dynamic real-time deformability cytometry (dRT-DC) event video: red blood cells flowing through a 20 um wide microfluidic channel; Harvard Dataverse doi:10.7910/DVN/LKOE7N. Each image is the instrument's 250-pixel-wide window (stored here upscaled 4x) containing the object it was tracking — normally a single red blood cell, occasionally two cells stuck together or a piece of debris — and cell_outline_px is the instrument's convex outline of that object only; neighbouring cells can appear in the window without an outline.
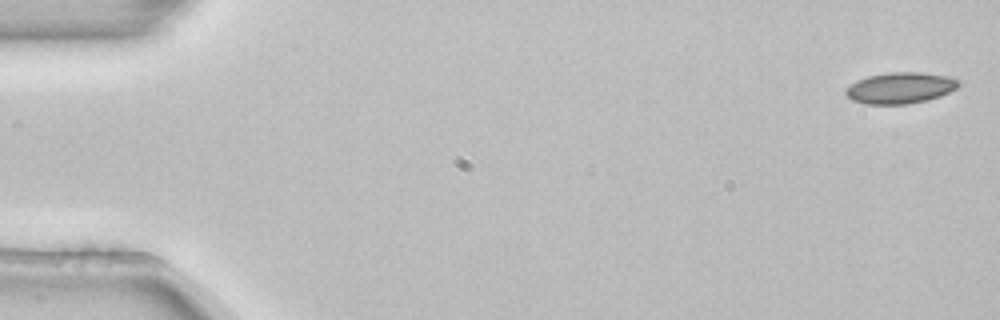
{"species": "common noctule bat (a hibernating species)", "species_latin": "Nyctalus noctula", "temperature_condition": "room temperature", "stored_images_in_passage": 4, "camera_frame_rate_fps": 3000, "um_per_image_px": 0.085, "animal": {"sex": "female", "body_mass_g": 22.7, "forearm_length_mm": 54.2}, "frame": {"image": 1, "passage_image": 1, "time_ms": 0.0, "image_size_px": [1000, 320], "cell_outline_px": [[960, 84], [956, 88], [940, 96], [928, 100], [908, 104], [864, 104], [852, 100], [844, 92], [856, 80], [868, 76], [888, 72], [920, 72], [944, 76], [956, 80]], "centroid_in_image_um": [76.49, 7.48], "position_along_channel_um": 8.5, "area_um2": 20.29}}
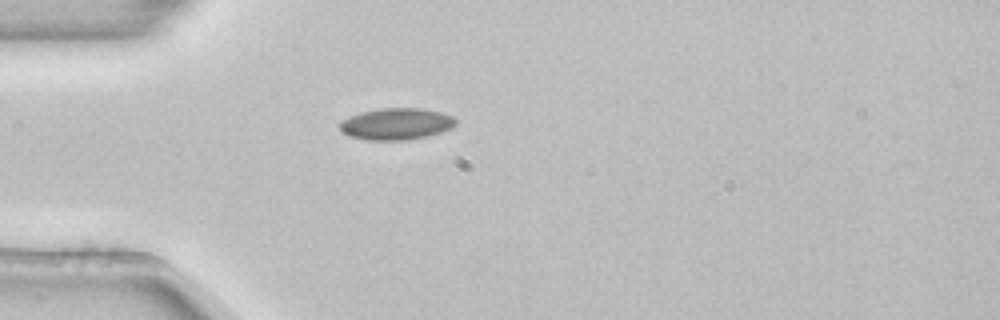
{"frame": {"image": 2, "passage_image": 4, "time_ms": 1.0, "image_size_px": [1000, 320], "cell_outline_px": [[456, 124], [452, 128], [428, 136], [404, 140], [368, 140], [348, 136], [340, 128], [340, 120], [360, 112], [384, 108], [420, 108], [440, 112], [452, 116], [456, 120]], "centroid_in_image_um": [33.68, 10.53], "position_along_channel_um": 51.3, "area_um2": 21.33}}